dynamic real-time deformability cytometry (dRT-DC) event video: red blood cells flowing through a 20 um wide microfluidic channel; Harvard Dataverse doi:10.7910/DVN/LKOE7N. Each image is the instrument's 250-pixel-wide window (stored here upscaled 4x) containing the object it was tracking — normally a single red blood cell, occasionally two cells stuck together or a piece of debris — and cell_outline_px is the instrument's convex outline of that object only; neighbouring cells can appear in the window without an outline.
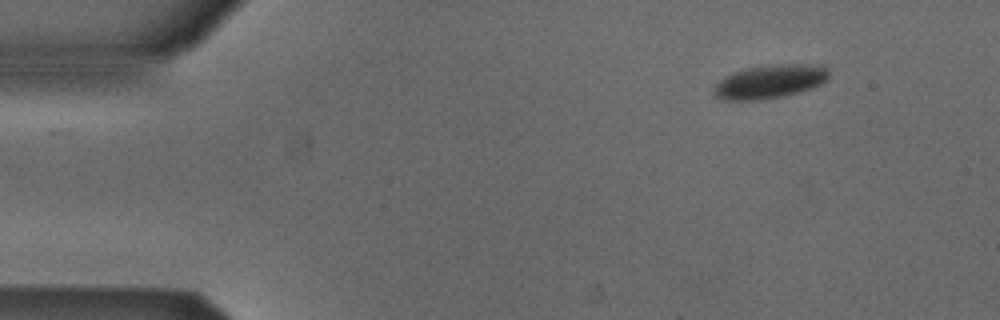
{"species": "Egyptian fruit bat (a non-hibernating species)", "species_latin": "Rousettus aegyptiacus", "temperature_condition": "cold", "stored_images_in_passage": 48, "camera_frame_rate_fps": 3000, "um_per_image_px": 0.085, "animal": {"sex": "male"}, "frame": {"image": 1, "passage_image": 1, "time_ms": 0.0, "image_size_px": [1000, 320], "cell_outline_px": [[828, 76], [820, 84], [784, 96], [760, 100], [724, 100], [716, 96], [716, 84], [724, 76], [732, 72], [764, 64], [820, 64], [828, 68]], "centroid_in_image_um": [65.44, 6.91], "position_along_channel_um": 19.6, "area_um2": 22.37}}
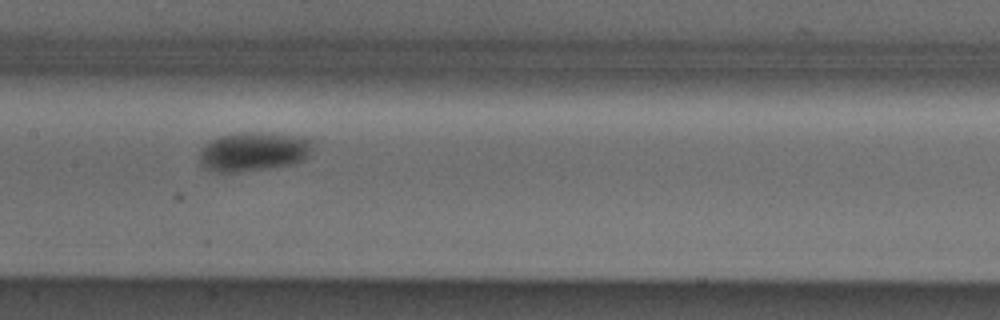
{"frame": {"image": 2, "passage_image": 21, "time_ms": 6.667, "image_size_px": [1000, 320], "cell_outline_px": [[316, 144], [308, 156], [304, 160], [292, 164], [236, 172], [220, 172], [204, 168], [200, 164], [200, 152], [212, 140], [220, 136], [240, 132], [256, 132], [304, 136], [312, 140]], "centroid_in_image_um": [21.62, 12.87], "position_along_channel_um": 185.8, "area_um2": 25.78}}
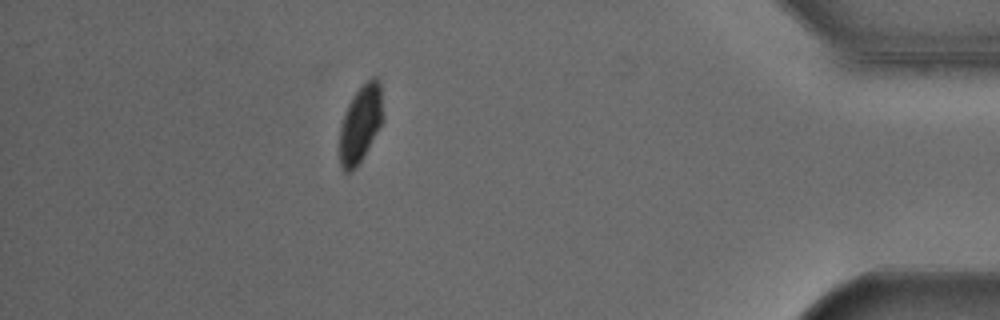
{"frame": {"image": 3, "passage_image": 42, "time_ms": 13.667, "image_size_px": [1000, 320], "cell_outline_px": [[384, 120], [364, 156], [356, 168], [352, 172], [344, 172], [340, 168], [340, 128], [344, 112], [352, 96], [372, 76], [376, 76], [380, 80]], "centroid_in_image_um": [30.65, 10.53], "position_along_channel_um": 404.5, "area_um2": 19.83}, "authors_computed_cell_mechanics": {"area_um2": 23.4379, "velocity_mm_per_s": 3.837, "shape_relaxation_time_tau1_ms": 6.1689, "shape_relaxation_time_tau2_ms": null, "deformation_change_tau1": 0.0956, "deformation_change_tau2": null}}